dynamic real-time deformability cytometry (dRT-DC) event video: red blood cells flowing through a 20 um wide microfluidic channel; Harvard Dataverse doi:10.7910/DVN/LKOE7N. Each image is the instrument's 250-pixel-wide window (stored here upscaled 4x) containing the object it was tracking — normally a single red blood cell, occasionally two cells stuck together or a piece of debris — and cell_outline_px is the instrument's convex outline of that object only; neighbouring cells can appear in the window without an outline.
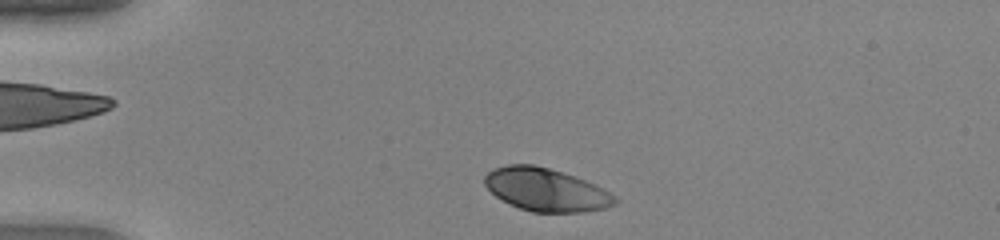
{"species": "human", "species_latin": "Homo sapiens", "temperature_condition": "warm", "stored_images_in_passage": 40, "camera_frame_rate_fps": 3000, "um_per_image_px": 0.085, "donor": {"sex": "female"}, "frame": {"image": 1, "passage_image": 2, "time_ms": 0.333, "image_size_px": [1000, 240], "cell_outline_px": [[620, 200], [616, 204], [604, 208], [584, 212], [532, 212], [520, 208], [496, 196], [484, 184], [484, 176], [492, 168], [508, 164], [532, 164], [548, 168], [576, 176], [596, 184], [616, 196]], "centroid_in_image_um": [46.44, 16.12], "position_along_channel_um": 38.6, "area_um2": 32.66}}
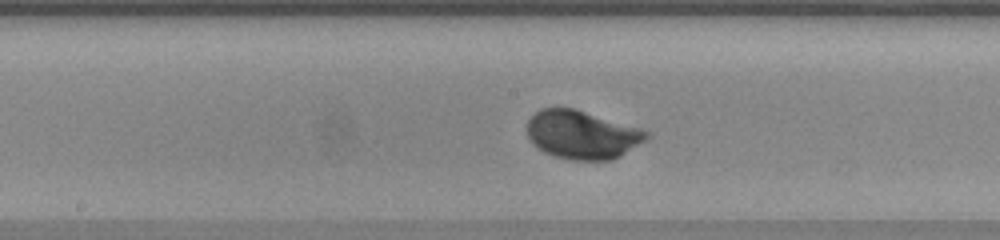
{"frame": {"image": 2, "passage_image": 17, "time_ms": 5.333, "image_size_px": [1000, 240], "cell_outline_px": [[652, 136], [620, 156], [612, 160], [572, 160], [556, 156], [544, 152], [536, 148], [528, 140], [528, 120], [540, 108], [572, 108], [640, 128], [652, 132]], "centroid_in_image_um": [49.48, 11.46], "position_along_channel_um": 198.7, "area_um2": 33.64}}
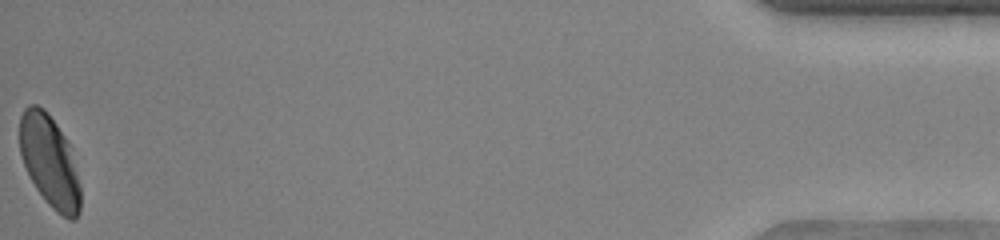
{"frame": {"image": 3, "passage_image": 40, "time_ms": 13.0, "image_size_px": [1000, 240], "cell_outline_px": [[80, 212], [72, 220], [68, 220], [56, 212], [48, 204], [36, 188], [24, 164], [20, 152], [20, 116], [24, 108], [28, 104], [36, 104], [44, 108], [48, 112], [68, 140], [80, 184]], "centroid_in_image_um": [4.22, 13.69], "position_along_channel_um": 431.0, "area_um2": 32.54}, "authors_computed_cell_mechanics": {"area_um2": 32.7148, "velocity_mm_per_s": 4.1701, "shape_relaxation_time_tau1_ms": 1.8517, "shape_relaxation_time_tau2_ms": null, "deformation_change_tau1": 0.154, "deformation_change_tau2": null}}